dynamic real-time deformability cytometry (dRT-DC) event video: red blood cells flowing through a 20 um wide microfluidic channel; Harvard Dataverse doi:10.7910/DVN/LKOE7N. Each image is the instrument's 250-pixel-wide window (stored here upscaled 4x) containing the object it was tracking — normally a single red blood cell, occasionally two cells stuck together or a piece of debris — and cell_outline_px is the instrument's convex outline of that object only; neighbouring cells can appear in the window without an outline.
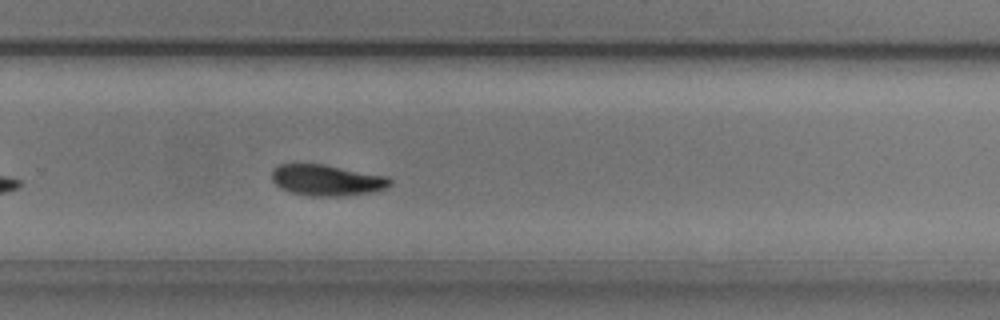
{"species": "common noctule bat (a hibernating species)", "species_latin": "Nyctalus noctula", "temperature_condition": "cold", "stored_images_in_passage": 31, "camera_frame_rate_fps": 3000, "um_per_image_px": 0.085, "animal": {"sex": "male", "body_mass_g": 20.5, "forearm_length_mm": 52.5}, "frame": {"image": 1, "passage_image": 22, "time_ms": 7.0, "image_size_px": [1000, 320], "cell_outline_px": [[392, 184], [388, 188], [372, 192], [336, 196], [312, 196], [292, 192], [280, 188], [272, 180], [272, 172], [280, 164], [324, 164], [388, 176], [392, 180]], "centroid_in_image_um": [27.83, 15.31], "position_along_channel_um": 302.0, "area_um2": 21.33}, "authors_computed_cell_mechanics": {"area_um2": 22.6576, "velocity_mm_per_s": 3.7039, "shape_relaxation_time_tau1_ms": 2.6035, "shape_relaxation_time_tau2_ms": null, "deformation_change_tau1": 0.1106, "deformation_change_tau2": null}}